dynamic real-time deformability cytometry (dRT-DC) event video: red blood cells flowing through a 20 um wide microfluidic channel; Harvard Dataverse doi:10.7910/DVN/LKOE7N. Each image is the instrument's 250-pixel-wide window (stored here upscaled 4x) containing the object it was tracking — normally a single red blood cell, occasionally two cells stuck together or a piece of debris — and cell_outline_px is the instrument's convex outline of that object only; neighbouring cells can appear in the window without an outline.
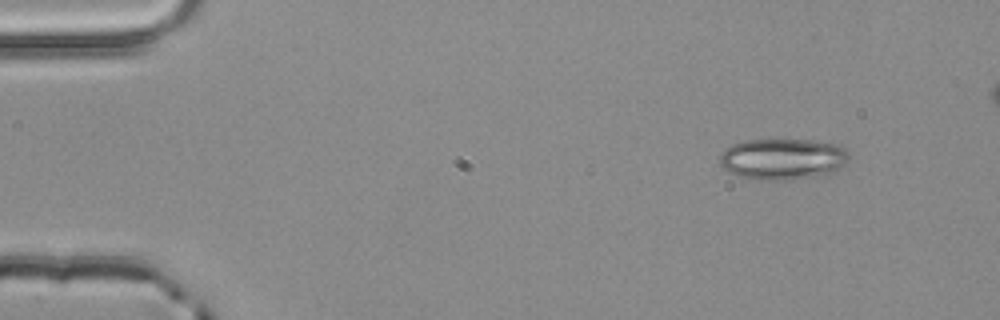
{"species": "common noctule bat (a hibernating species)", "species_latin": "Nyctalus noctula", "temperature_condition": "room temperature", "stored_images_in_passage": 4, "camera_frame_rate_fps": 3000, "um_per_image_px": 0.085, "animal": {"sex": "male", "body_mass_g": 20.4}, "frame": {"image": 1, "passage_image": 1, "time_ms": 0.0, "image_size_px": [1000, 320], "cell_outline_px": [[852, 156], [836, 172], [828, 176], [784, 180], [756, 180], [740, 176], [728, 172], [720, 164], [720, 152], [732, 144], [744, 140], [812, 140], [840, 144]], "centroid_in_image_um": [66.59, 13.53], "position_along_channel_um": 18.4, "area_um2": 31.73}}